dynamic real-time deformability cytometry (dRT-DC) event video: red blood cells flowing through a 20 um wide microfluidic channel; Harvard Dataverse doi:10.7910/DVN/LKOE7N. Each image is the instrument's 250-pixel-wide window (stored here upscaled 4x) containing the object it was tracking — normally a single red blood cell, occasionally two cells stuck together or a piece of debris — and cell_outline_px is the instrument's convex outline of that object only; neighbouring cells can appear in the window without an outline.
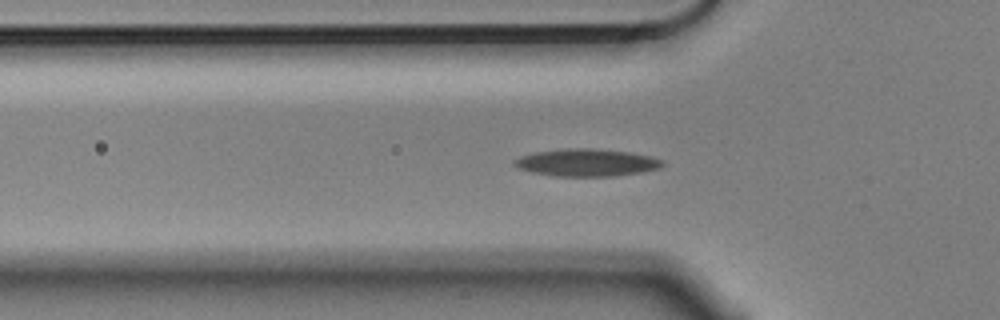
{"species": "Egyptian fruit bat (a non-hibernating species)", "species_latin": "Rousettus aegyptiacus", "temperature_condition": "cold", "stored_images_in_passage": 56, "camera_frame_rate_fps": 3000, "um_per_image_px": 0.085, "animal": {"sex": "male"}, "frame": {"image": 1, "passage_image": 17, "time_ms": 5.333, "image_size_px": [1000, 320], "cell_outline_px": [[664, 164], [660, 168], [644, 172], [616, 176], [552, 176], [532, 172], [516, 168], [512, 164], [512, 160], [520, 156], [536, 152], [568, 148], [592, 148], [628, 152], [652, 156], [664, 160]], "centroid_in_image_um": [49.86, 13.82], "position_along_channel_um": 75.9, "area_um2": 23.93}}
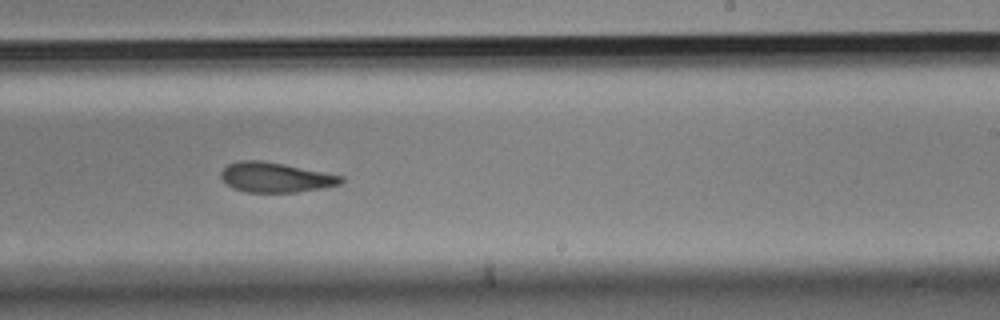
{"frame": {"image": 2, "passage_image": 33, "time_ms": 10.667, "image_size_px": [1000, 320], "cell_outline_px": [[344, 180], [340, 184], [324, 188], [296, 192], [244, 192], [232, 188], [220, 176], [220, 172], [228, 164], [240, 160], [260, 160], [344, 176]], "centroid_in_image_um": [23.41, 15.08], "position_along_channel_um": 265.6, "area_um2": 20.75}}
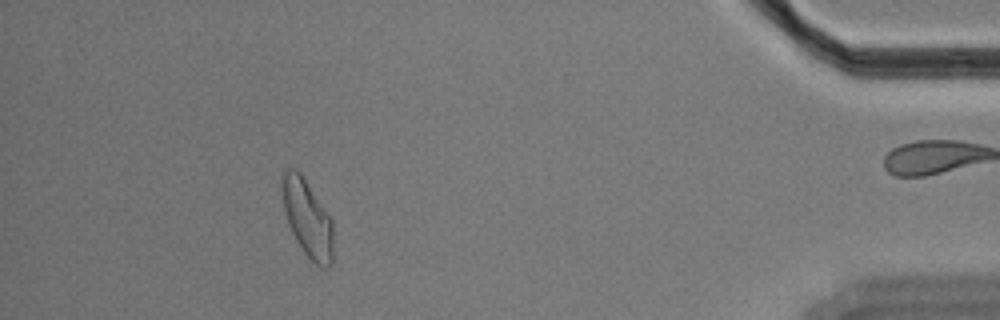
{"frame": {"image": 3, "passage_image": 50, "time_ms": 16.333, "image_size_px": [1000, 320], "cell_outline_px": [[332, 264], [328, 268], [320, 268], [304, 252], [296, 240], [288, 224], [284, 212], [280, 188], [280, 176], [288, 164], [296, 168], [300, 172], [332, 220]], "centroid_in_image_um": [26.07, 18.48], "position_along_channel_um": 409.1, "area_um2": 23.29}, "authors_computed_cell_mechanics": {"area_um2": 22.1952, "velocity_mm_per_s": 3.5437, "shape_relaxation_time_tau1_ms": 9.5314, "shape_relaxation_time_tau2_ms": 7.5399, "deformation_change_tau1": 0.1941, "deformation_change_tau2": 0.164}}